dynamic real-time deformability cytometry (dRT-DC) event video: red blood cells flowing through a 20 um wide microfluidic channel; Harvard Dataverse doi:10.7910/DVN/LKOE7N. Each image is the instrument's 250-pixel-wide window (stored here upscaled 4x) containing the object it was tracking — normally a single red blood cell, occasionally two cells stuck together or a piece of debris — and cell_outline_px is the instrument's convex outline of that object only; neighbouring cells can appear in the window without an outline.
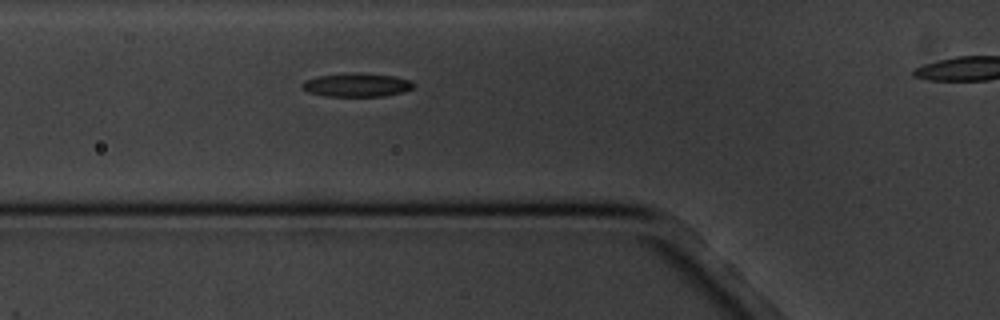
{"species": "common noctule bat (a hibernating species)", "species_latin": "Nyctalus noctula", "temperature_condition": "cold", "stored_images_in_passage": 6, "segment_of_instrument_passage": [1, 2], "camera_frame_rate_fps": 3000, "um_per_image_px": 0.085, "animal": {"sex": "male", "body_mass_g": 20.1, "forearm_length_mm": 53.5}, "frame": {"image": 1, "passage_image": 5, "time_ms": 6.333, "image_size_px": [1000, 320], "cell_outline_px": [[412, 88], [400, 92], [384, 96], [324, 96], [308, 92], [300, 84], [304, 80], [316, 76], [352, 72], [360, 72], [396, 76], [412, 80]], "centroid_in_image_um": [30.29, 7.2], "position_along_channel_um": 95.5, "area_um2": 15.43}}